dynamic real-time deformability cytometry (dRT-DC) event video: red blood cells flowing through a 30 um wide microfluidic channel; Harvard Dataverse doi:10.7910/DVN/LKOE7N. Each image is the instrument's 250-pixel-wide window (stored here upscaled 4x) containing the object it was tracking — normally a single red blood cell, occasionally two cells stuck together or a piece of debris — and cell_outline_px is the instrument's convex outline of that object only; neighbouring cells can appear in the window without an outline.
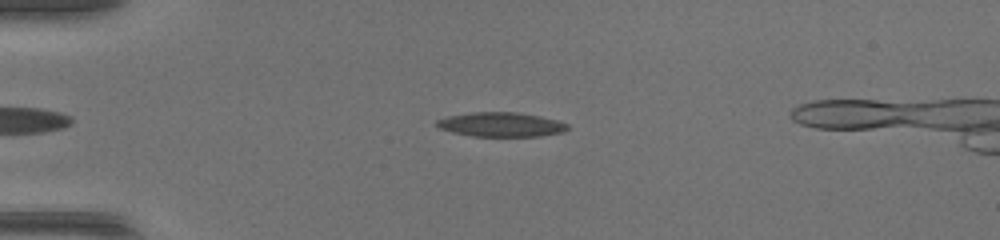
{"species": "common noctule bat (a hibernating species)", "species_latin": "Nyctalus noctula", "temperature_condition": "warm", "stored_images_in_passage": 43, "camera_frame_rate_fps": 3000, "um_per_image_px": 0.085, "animal": {"sex": "female", "body_mass_g": 17.0, "forearm_length_mm": 48.0}, "frame": {"image": 1, "passage_image": 12, "time_ms": 3.667, "image_size_px": [1000, 240], "cell_outline_px": [[568, 128], [560, 132], [540, 136], [472, 136], [440, 128], [436, 124], [436, 120], [448, 116], [476, 112], [512, 112], [540, 116], [556, 120], [568, 124]], "centroid_in_image_um": [42.59, 10.58], "position_along_channel_um": 42.4, "area_um2": 18.15}}
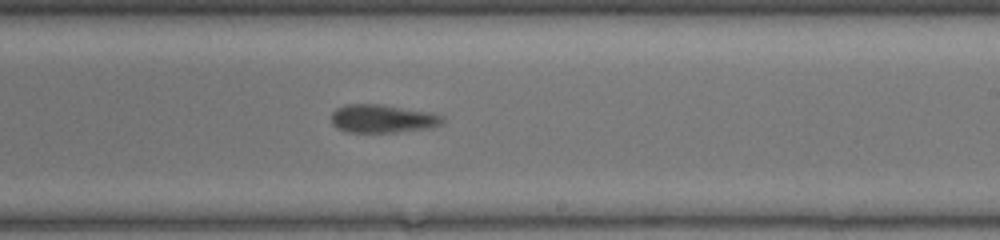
{"frame": {"image": 2, "passage_image": 29, "time_ms": 9.333, "image_size_px": [1000, 240], "cell_outline_px": [[444, 120], [440, 124], [428, 128], [396, 132], [344, 132], [336, 128], [332, 124], [332, 112], [336, 108], [344, 104], [380, 104], [428, 112], [444, 116]], "centroid_in_image_um": [32.46, 10.09], "position_along_channel_um": 256.5, "area_um2": 18.26}}
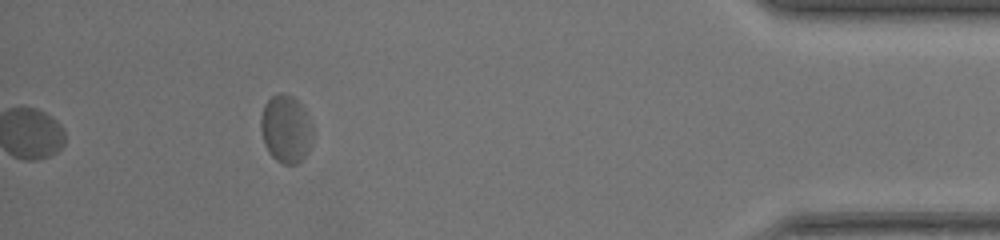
{"frame": {"image": 3, "passage_image": 43, "time_ms": 14.0, "image_size_px": [1000, 240], "cell_outline_px": [[308, 152], [296, 164], [284, 164], [276, 160], [268, 152], [264, 144], [260, 128], [260, 116], [264, 104], [272, 96], [280, 92], [292, 96], [300, 104], [304, 112], [308, 144]], "centroid_in_image_um": [24.16, 10.96], "position_along_channel_um": 411.0, "area_um2": 19.36}}